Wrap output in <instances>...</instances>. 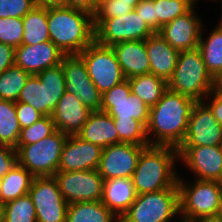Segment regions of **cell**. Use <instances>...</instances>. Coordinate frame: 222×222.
I'll return each instance as SVG.
<instances>
[{
    "label": "cell",
    "mask_w": 222,
    "mask_h": 222,
    "mask_svg": "<svg viewBox=\"0 0 222 222\" xmlns=\"http://www.w3.org/2000/svg\"><path fill=\"white\" fill-rule=\"evenodd\" d=\"M167 89L188 96L196 102L203 101L214 89V79L207 71L198 48L179 52Z\"/></svg>",
    "instance_id": "4"
},
{
    "label": "cell",
    "mask_w": 222,
    "mask_h": 222,
    "mask_svg": "<svg viewBox=\"0 0 222 222\" xmlns=\"http://www.w3.org/2000/svg\"><path fill=\"white\" fill-rule=\"evenodd\" d=\"M136 197L137 193L131 178L104 180L101 202L118 218L130 208Z\"/></svg>",
    "instance_id": "25"
},
{
    "label": "cell",
    "mask_w": 222,
    "mask_h": 222,
    "mask_svg": "<svg viewBox=\"0 0 222 222\" xmlns=\"http://www.w3.org/2000/svg\"><path fill=\"white\" fill-rule=\"evenodd\" d=\"M204 39L201 32L198 49L207 71L215 79L222 72V14L218 25Z\"/></svg>",
    "instance_id": "26"
},
{
    "label": "cell",
    "mask_w": 222,
    "mask_h": 222,
    "mask_svg": "<svg viewBox=\"0 0 222 222\" xmlns=\"http://www.w3.org/2000/svg\"><path fill=\"white\" fill-rule=\"evenodd\" d=\"M21 128L17 119L15 102L0 100V145L16 147Z\"/></svg>",
    "instance_id": "31"
},
{
    "label": "cell",
    "mask_w": 222,
    "mask_h": 222,
    "mask_svg": "<svg viewBox=\"0 0 222 222\" xmlns=\"http://www.w3.org/2000/svg\"><path fill=\"white\" fill-rule=\"evenodd\" d=\"M125 79L150 73L145 40L124 41L112 46Z\"/></svg>",
    "instance_id": "23"
},
{
    "label": "cell",
    "mask_w": 222,
    "mask_h": 222,
    "mask_svg": "<svg viewBox=\"0 0 222 222\" xmlns=\"http://www.w3.org/2000/svg\"><path fill=\"white\" fill-rule=\"evenodd\" d=\"M178 216L179 190L178 187H169L137 195L120 222H172Z\"/></svg>",
    "instance_id": "8"
},
{
    "label": "cell",
    "mask_w": 222,
    "mask_h": 222,
    "mask_svg": "<svg viewBox=\"0 0 222 222\" xmlns=\"http://www.w3.org/2000/svg\"><path fill=\"white\" fill-rule=\"evenodd\" d=\"M214 89L222 93V72L214 79Z\"/></svg>",
    "instance_id": "48"
},
{
    "label": "cell",
    "mask_w": 222,
    "mask_h": 222,
    "mask_svg": "<svg viewBox=\"0 0 222 222\" xmlns=\"http://www.w3.org/2000/svg\"><path fill=\"white\" fill-rule=\"evenodd\" d=\"M15 65V48L0 42V74Z\"/></svg>",
    "instance_id": "44"
},
{
    "label": "cell",
    "mask_w": 222,
    "mask_h": 222,
    "mask_svg": "<svg viewBox=\"0 0 222 222\" xmlns=\"http://www.w3.org/2000/svg\"><path fill=\"white\" fill-rule=\"evenodd\" d=\"M193 182L189 184L180 175L178 177L179 219L183 222H193L220 212L222 183L199 179H193Z\"/></svg>",
    "instance_id": "5"
},
{
    "label": "cell",
    "mask_w": 222,
    "mask_h": 222,
    "mask_svg": "<svg viewBox=\"0 0 222 222\" xmlns=\"http://www.w3.org/2000/svg\"><path fill=\"white\" fill-rule=\"evenodd\" d=\"M64 92L65 74L60 63L30 75L17 102L29 104L44 116H51Z\"/></svg>",
    "instance_id": "6"
},
{
    "label": "cell",
    "mask_w": 222,
    "mask_h": 222,
    "mask_svg": "<svg viewBox=\"0 0 222 222\" xmlns=\"http://www.w3.org/2000/svg\"><path fill=\"white\" fill-rule=\"evenodd\" d=\"M195 103L194 99L167 89L161 100L150 108L146 127L149 145L178 148L184 140Z\"/></svg>",
    "instance_id": "1"
},
{
    "label": "cell",
    "mask_w": 222,
    "mask_h": 222,
    "mask_svg": "<svg viewBox=\"0 0 222 222\" xmlns=\"http://www.w3.org/2000/svg\"><path fill=\"white\" fill-rule=\"evenodd\" d=\"M195 6L182 16L164 25L157 32L170 46L177 51L198 48L203 23L194 11Z\"/></svg>",
    "instance_id": "18"
},
{
    "label": "cell",
    "mask_w": 222,
    "mask_h": 222,
    "mask_svg": "<svg viewBox=\"0 0 222 222\" xmlns=\"http://www.w3.org/2000/svg\"><path fill=\"white\" fill-rule=\"evenodd\" d=\"M124 1L125 3H129L130 6L135 8L142 0H119Z\"/></svg>",
    "instance_id": "50"
},
{
    "label": "cell",
    "mask_w": 222,
    "mask_h": 222,
    "mask_svg": "<svg viewBox=\"0 0 222 222\" xmlns=\"http://www.w3.org/2000/svg\"><path fill=\"white\" fill-rule=\"evenodd\" d=\"M79 55L84 60L89 77L101 94L125 80L111 46L98 44L94 40Z\"/></svg>",
    "instance_id": "9"
},
{
    "label": "cell",
    "mask_w": 222,
    "mask_h": 222,
    "mask_svg": "<svg viewBox=\"0 0 222 222\" xmlns=\"http://www.w3.org/2000/svg\"><path fill=\"white\" fill-rule=\"evenodd\" d=\"M90 113L76 94L65 91L51 117L56 130L67 135H77Z\"/></svg>",
    "instance_id": "21"
},
{
    "label": "cell",
    "mask_w": 222,
    "mask_h": 222,
    "mask_svg": "<svg viewBox=\"0 0 222 222\" xmlns=\"http://www.w3.org/2000/svg\"><path fill=\"white\" fill-rule=\"evenodd\" d=\"M5 220V203L0 200V222Z\"/></svg>",
    "instance_id": "49"
},
{
    "label": "cell",
    "mask_w": 222,
    "mask_h": 222,
    "mask_svg": "<svg viewBox=\"0 0 222 222\" xmlns=\"http://www.w3.org/2000/svg\"><path fill=\"white\" fill-rule=\"evenodd\" d=\"M66 6L88 12L92 16L97 12L92 0H66Z\"/></svg>",
    "instance_id": "45"
},
{
    "label": "cell",
    "mask_w": 222,
    "mask_h": 222,
    "mask_svg": "<svg viewBox=\"0 0 222 222\" xmlns=\"http://www.w3.org/2000/svg\"><path fill=\"white\" fill-rule=\"evenodd\" d=\"M56 131L55 123L51 116H43L33 125L21 129L17 144H33Z\"/></svg>",
    "instance_id": "36"
},
{
    "label": "cell",
    "mask_w": 222,
    "mask_h": 222,
    "mask_svg": "<svg viewBox=\"0 0 222 222\" xmlns=\"http://www.w3.org/2000/svg\"><path fill=\"white\" fill-rule=\"evenodd\" d=\"M51 41L65 54H80L95 40L94 19L88 12L71 7L47 8Z\"/></svg>",
    "instance_id": "2"
},
{
    "label": "cell",
    "mask_w": 222,
    "mask_h": 222,
    "mask_svg": "<svg viewBox=\"0 0 222 222\" xmlns=\"http://www.w3.org/2000/svg\"><path fill=\"white\" fill-rule=\"evenodd\" d=\"M193 222H222V215H220V214L210 215V216H206V217L197 219Z\"/></svg>",
    "instance_id": "47"
},
{
    "label": "cell",
    "mask_w": 222,
    "mask_h": 222,
    "mask_svg": "<svg viewBox=\"0 0 222 222\" xmlns=\"http://www.w3.org/2000/svg\"><path fill=\"white\" fill-rule=\"evenodd\" d=\"M77 136L105 148L119 143L118 131L113 118L104 111H91L87 122Z\"/></svg>",
    "instance_id": "24"
},
{
    "label": "cell",
    "mask_w": 222,
    "mask_h": 222,
    "mask_svg": "<svg viewBox=\"0 0 222 222\" xmlns=\"http://www.w3.org/2000/svg\"><path fill=\"white\" fill-rule=\"evenodd\" d=\"M36 7L52 8V7H65L66 0H34Z\"/></svg>",
    "instance_id": "46"
},
{
    "label": "cell",
    "mask_w": 222,
    "mask_h": 222,
    "mask_svg": "<svg viewBox=\"0 0 222 222\" xmlns=\"http://www.w3.org/2000/svg\"><path fill=\"white\" fill-rule=\"evenodd\" d=\"M34 176L18 163L0 180V200L4 203L29 194Z\"/></svg>",
    "instance_id": "28"
},
{
    "label": "cell",
    "mask_w": 222,
    "mask_h": 222,
    "mask_svg": "<svg viewBox=\"0 0 222 222\" xmlns=\"http://www.w3.org/2000/svg\"><path fill=\"white\" fill-rule=\"evenodd\" d=\"M101 111L112 118L138 120L147 127L150 108L131 93L129 81L125 79L102 94Z\"/></svg>",
    "instance_id": "14"
},
{
    "label": "cell",
    "mask_w": 222,
    "mask_h": 222,
    "mask_svg": "<svg viewBox=\"0 0 222 222\" xmlns=\"http://www.w3.org/2000/svg\"><path fill=\"white\" fill-rule=\"evenodd\" d=\"M179 161L194 174L195 179L222 183V145L179 146Z\"/></svg>",
    "instance_id": "15"
},
{
    "label": "cell",
    "mask_w": 222,
    "mask_h": 222,
    "mask_svg": "<svg viewBox=\"0 0 222 222\" xmlns=\"http://www.w3.org/2000/svg\"><path fill=\"white\" fill-rule=\"evenodd\" d=\"M145 47L150 73L168 82L176 68L179 51L170 46L158 33L145 40Z\"/></svg>",
    "instance_id": "22"
},
{
    "label": "cell",
    "mask_w": 222,
    "mask_h": 222,
    "mask_svg": "<svg viewBox=\"0 0 222 222\" xmlns=\"http://www.w3.org/2000/svg\"><path fill=\"white\" fill-rule=\"evenodd\" d=\"M222 145V125L203 102L194 104L184 140L180 146Z\"/></svg>",
    "instance_id": "16"
},
{
    "label": "cell",
    "mask_w": 222,
    "mask_h": 222,
    "mask_svg": "<svg viewBox=\"0 0 222 222\" xmlns=\"http://www.w3.org/2000/svg\"><path fill=\"white\" fill-rule=\"evenodd\" d=\"M179 161L178 149L172 146L149 145L138 158L132 174V183L137 195L158 192L169 187H178L175 164Z\"/></svg>",
    "instance_id": "3"
},
{
    "label": "cell",
    "mask_w": 222,
    "mask_h": 222,
    "mask_svg": "<svg viewBox=\"0 0 222 222\" xmlns=\"http://www.w3.org/2000/svg\"><path fill=\"white\" fill-rule=\"evenodd\" d=\"M131 93L138 96L149 108L155 106L167 90V82L152 73L128 79Z\"/></svg>",
    "instance_id": "29"
},
{
    "label": "cell",
    "mask_w": 222,
    "mask_h": 222,
    "mask_svg": "<svg viewBox=\"0 0 222 222\" xmlns=\"http://www.w3.org/2000/svg\"><path fill=\"white\" fill-rule=\"evenodd\" d=\"M66 222H120V218L101 201H86L68 205Z\"/></svg>",
    "instance_id": "27"
},
{
    "label": "cell",
    "mask_w": 222,
    "mask_h": 222,
    "mask_svg": "<svg viewBox=\"0 0 222 222\" xmlns=\"http://www.w3.org/2000/svg\"><path fill=\"white\" fill-rule=\"evenodd\" d=\"M134 9L144 22L157 33V16H155L153 0H142Z\"/></svg>",
    "instance_id": "42"
},
{
    "label": "cell",
    "mask_w": 222,
    "mask_h": 222,
    "mask_svg": "<svg viewBox=\"0 0 222 222\" xmlns=\"http://www.w3.org/2000/svg\"><path fill=\"white\" fill-rule=\"evenodd\" d=\"M61 65L65 74V91L76 94L90 111H100L102 94L88 75L79 54L65 55Z\"/></svg>",
    "instance_id": "13"
},
{
    "label": "cell",
    "mask_w": 222,
    "mask_h": 222,
    "mask_svg": "<svg viewBox=\"0 0 222 222\" xmlns=\"http://www.w3.org/2000/svg\"><path fill=\"white\" fill-rule=\"evenodd\" d=\"M118 131L119 143L149 146L146 127L135 119L113 118Z\"/></svg>",
    "instance_id": "34"
},
{
    "label": "cell",
    "mask_w": 222,
    "mask_h": 222,
    "mask_svg": "<svg viewBox=\"0 0 222 222\" xmlns=\"http://www.w3.org/2000/svg\"><path fill=\"white\" fill-rule=\"evenodd\" d=\"M59 191L68 204L101 201L104 180L95 170L57 171L54 174Z\"/></svg>",
    "instance_id": "12"
},
{
    "label": "cell",
    "mask_w": 222,
    "mask_h": 222,
    "mask_svg": "<svg viewBox=\"0 0 222 222\" xmlns=\"http://www.w3.org/2000/svg\"><path fill=\"white\" fill-rule=\"evenodd\" d=\"M29 195L37 222H66L68 203L59 191L54 176L34 177Z\"/></svg>",
    "instance_id": "10"
},
{
    "label": "cell",
    "mask_w": 222,
    "mask_h": 222,
    "mask_svg": "<svg viewBox=\"0 0 222 222\" xmlns=\"http://www.w3.org/2000/svg\"><path fill=\"white\" fill-rule=\"evenodd\" d=\"M65 54L52 42L37 45H21L15 48V65L30 75L59 65Z\"/></svg>",
    "instance_id": "20"
},
{
    "label": "cell",
    "mask_w": 222,
    "mask_h": 222,
    "mask_svg": "<svg viewBox=\"0 0 222 222\" xmlns=\"http://www.w3.org/2000/svg\"><path fill=\"white\" fill-rule=\"evenodd\" d=\"M35 7L34 0H0V17L23 18Z\"/></svg>",
    "instance_id": "39"
},
{
    "label": "cell",
    "mask_w": 222,
    "mask_h": 222,
    "mask_svg": "<svg viewBox=\"0 0 222 222\" xmlns=\"http://www.w3.org/2000/svg\"><path fill=\"white\" fill-rule=\"evenodd\" d=\"M93 1V5L96 8H99L104 2L108 1V0H92Z\"/></svg>",
    "instance_id": "51"
},
{
    "label": "cell",
    "mask_w": 222,
    "mask_h": 222,
    "mask_svg": "<svg viewBox=\"0 0 222 222\" xmlns=\"http://www.w3.org/2000/svg\"><path fill=\"white\" fill-rule=\"evenodd\" d=\"M157 16V32L175 18L184 15L196 6L197 0H153Z\"/></svg>",
    "instance_id": "33"
},
{
    "label": "cell",
    "mask_w": 222,
    "mask_h": 222,
    "mask_svg": "<svg viewBox=\"0 0 222 222\" xmlns=\"http://www.w3.org/2000/svg\"><path fill=\"white\" fill-rule=\"evenodd\" d=\"M210 102H207V101ZM203 102L210 108L213 116L222 125V93L213 89L203 100Z\"/></svg>",
    "instance_id": "43"
},
{
    "label": "cell",
    "mask_w": 222,
    "mask_h": 222,
    "mask_svg": "<svg viewBox=\"0 0 222 222\" xmlns=\"http://www.w3.org/2000/svg\"><path fill=\"white\" fill-rule=\"evenodd\" d=\"M23 18L0 17V42L17 48L22 45Z\"/></svg>",
    "instance_id": "37"
},
{
    "label": "cell",
    "mask_w": 222,
    "mask_h": 222,
    "mask_svg": "<svg viewBox=\"0 0 222 222\" xmlns=\"http://www.w3.org/2000/svg\"><path fill=\"white\" fill-rule=\"evenodd\" d=\"M103 148L84 141L77 135H68L62 148L58 171L95 170Z\"/></svg>",
    "instance_id": "19"
},
{
    "label": "cell",
    "mask_w": 222,
    "mask_h": 222,
    "mask_svg": "<svg viewBox=\"0 0 222 222\" xmlns=\"http://www.w3.org/2000/svg\"><path fill=\"white\" fill-rule=\"evenodd\" d=\"M94 31L98 44L111 47L124 41L146 40L155 34L135 9L123 16L103 20Z\"/></svg>",
    "instance_id": "11"
},
{
    "label": "cell",
    "mask_w": 222,
    "mask_h": 222,
    "mask_svg": "<svg viewBox=\"0 0 222 222\" xmlns=\"http://www.w3.org/2000/svg\"><path fill=\"white\" fill-rule=\"evenodd\" d=\"M5 222H37L35 207L29 194L5 203Z\"/></svg>",
    "instance_id": "35"
},
{
    "label": "cell",
    "mask_w": 222,
    "mask_h": 222,
    "mask_svg": "<svg viewBox=\"0 0 222 222\" xmlns=\"http://www.w3.org/2000/svg\"><path fill=\"white\" fill-rule=\"evenodd\" d=\"M220 215H222V195H221V207H220V212H219Z\"/></svg>",
    "instance_id": "52"
},
{
    "label": "cell",
    "mask_w": 222,
    "mask_h": 222,
    "mask_svg": "<svg viewBox=\"0 0 222 222\" xmlns=\"http://www.w3.org/2000/svg\"><path fill=\"white\" fill-rule=\"evenodd\" d=\"M15 109L21 129L33 125L36 121L44 116L32 106L23 102H15Z\"/></svg>",
    "instance_id": "40"
},
{
    "label": "cell",
    "mask_w": 222,
    "mask_h": 222,
    "mask_svg": "<svg viewBox=\"0 0 222 222\" xmlns=\"http://www.w3.org/2000/svg\"><path fill=\"white\" fill-rule=\"evenodd\" d=\"M18 163L14 147L0 145V180Z\"/></svg>",
    "instance_id": "41"
},
{
    "label": "cell",
    "mask_w": 222,
    "mask_h": 222,
    "mask_svg": "<svg viewBox=\"0 0 222 222\" xmlns=\"http://www.w3.org/2000/svg\"><path fill=\"white\" fill-rule=\"evenodd\" d=\"M30 74L13 65L0 74V100L17 102Z\"/></svg>",
    "instance_id": "32"
},
{
    "label": "cell",
    "mask_w": 222,
    "mask_h": 222,
    "mask_svg": "<svg viewBox=\"0 0 222 222\" xmlns=\"http://www.w3.org/2000/svg\"><path fill=\"white\" fill-rule=\"evenodd\" d=\"M147 146L130 143L109 145L102 150L97 171L103 180L131 178L141 151Z\"/></svg>",
    "instance_id": "17"
},
{
    "label": "cell",
    "mask_w": 222,
    "mask_h": 222,
    "mask_svg": "<svg viewBox=\"0 0 222 222\" xmlns=\"http://www.w3.org/2000/svg\"><path fill=\"white\" fill-rule=\"evenodd\" d=\"M134 8L119 0H108L97 8L96 14L93 16L94 29L105 19L123 16L131 12Z\"/></svg>",
    "instance_id": "38"
},
{
    "label": "cell",
    "mask_w": 222,
    "mask_h": 222,
    "mask_svg": "<svg viewBox=\"0 0 222 222\" xmlns=\"http://www.w3.org/2000/svg\"><path fill=\"white\" fill-rule=\"evenodd\" d=\"M68 135L56 130L33 144H17L18 164L34 177L54 176L58 171L62 148Z\"/></svg>",
    "instance_id": "7"
},
{
    "label": "cell",
    "mask_w": 222,
    "mask_h": 222,
    "mask_svg": "<svg viewBox=\"0 0 222 222\" xmlns=\"http://www.w3.org/2000/svg\"><path fill=\"white\" fill-rule=\"evenodd\" d=\"M22 45H37L51 41L47 23V8L35 7L23 17Z\"/></svg>",
    "instance_id": "30"
}]
</instances>
